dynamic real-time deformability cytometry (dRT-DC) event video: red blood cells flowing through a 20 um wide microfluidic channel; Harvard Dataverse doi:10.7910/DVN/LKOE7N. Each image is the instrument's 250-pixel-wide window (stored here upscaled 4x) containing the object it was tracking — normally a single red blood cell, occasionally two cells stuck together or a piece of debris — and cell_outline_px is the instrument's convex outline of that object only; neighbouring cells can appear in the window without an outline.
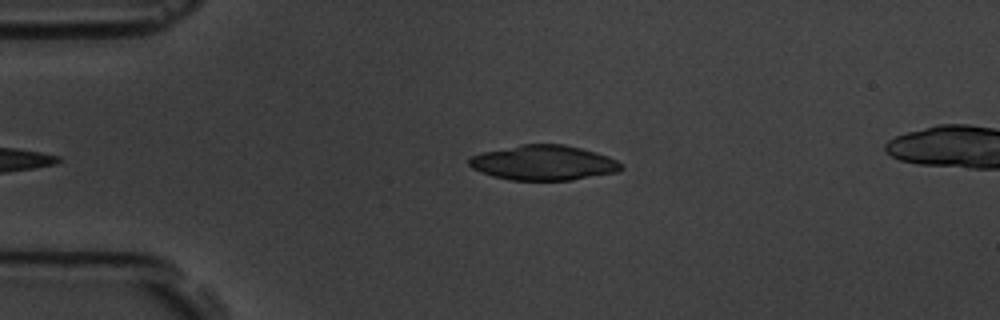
{"species": "common noctule bat (a hibernating species)", "species_latin": "Nyctalus noctula", "temperature_condition": "room temperature", "stored_images_in_passage": 5, "camera_frame_rate_fps": 3000, "um_per_image_px": 0.085, "animal": {"sex": "male", "body_mass_g": 19.5, "forearm_length_mm": 54.6}, "frame": {"image": 1, "passage_image": 5, "time_ms": 5.333, "image_size_px": [1000, 320], "cell_outline_px": [[624, 168], [616, 172], [572, 180], [512, 180], [492, 176], [472, 168], [468, 164], [468, 160], [472, 156], [484, 152], [520, 144], [564, 144], [596, 152], [608, 156], [624, 164]], "centroid_in_image_um": [46.23, 13.83], "position_along_channel_um": 38.8, "area_um2": 30.92}}